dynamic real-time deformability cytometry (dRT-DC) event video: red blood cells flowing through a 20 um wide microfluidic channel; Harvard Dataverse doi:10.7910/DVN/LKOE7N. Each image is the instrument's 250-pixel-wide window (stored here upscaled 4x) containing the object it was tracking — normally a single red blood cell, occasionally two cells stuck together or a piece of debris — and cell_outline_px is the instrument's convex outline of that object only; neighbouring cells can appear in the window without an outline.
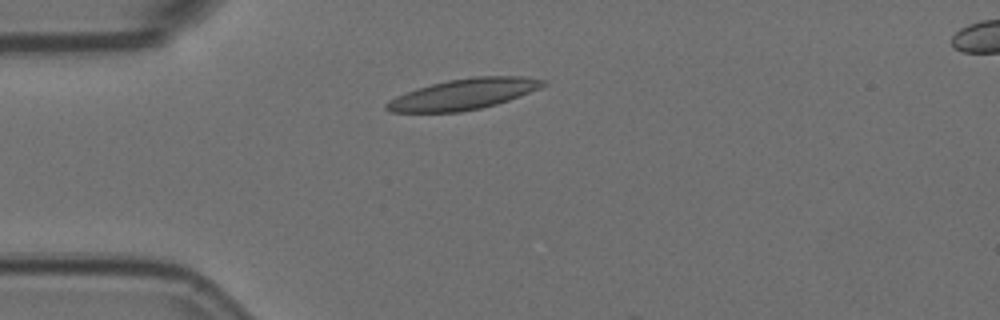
{"species": "Egyptian fruit bat (a non-hibernating species)", "species_latin": "Rousettus aegyptiacus", "temperature_condition": "room temperature", "stored_images_in_passage": 9, "camera_frame_rate_fps": 3000, "um_per_image_px": 0.085, "animal": {"sex": "female"}, "frame": {"image": 1, "passage_image": 2, "time_ms": 0.333, "image_size_px": [1000, 320], "cell_outline_px": [[548, 84], [540, 88], [508, 100], [496, 104], [480, 108], [460, 112], [392, 112], [384, 108], [384, 104], [388, 100], [396, 96], [416, 88], [448, 80], [472, 76], [520, 76], [548, 80]], "centroid_in_image_um": [39.4, 7.99], "position_along_channel_um": 45.6, "area_um2": 28.09}}
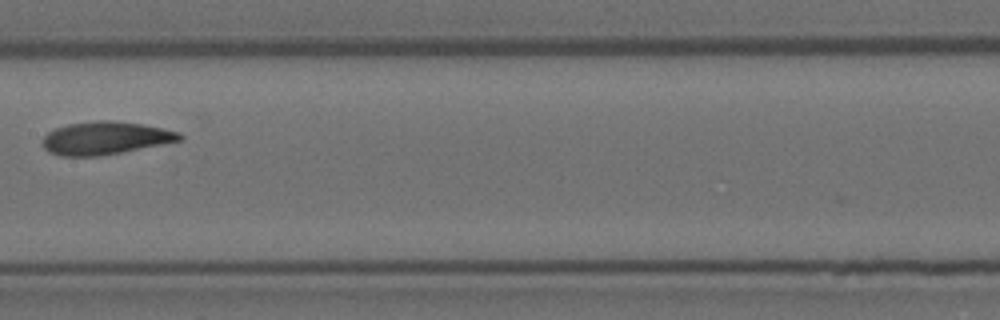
{"frame": {"image": 2, "passage_image": 6, "time_ms": 1.667, "image_size_px": [1000, 320], "cell_outline_px": [[184, 136], [180, 140], [100, 156], [60, 156], [48, 152], [44, 148], [44, 136], [48, 132], [56, 128], [68, 124], [100, 120], [112, 120], [144, 124], [164, 128], [180, 132]], "centroid_in_image_um": [8.95, 11.73], "position_along_channel_um": 198.5, "area_um2": 26.07}}
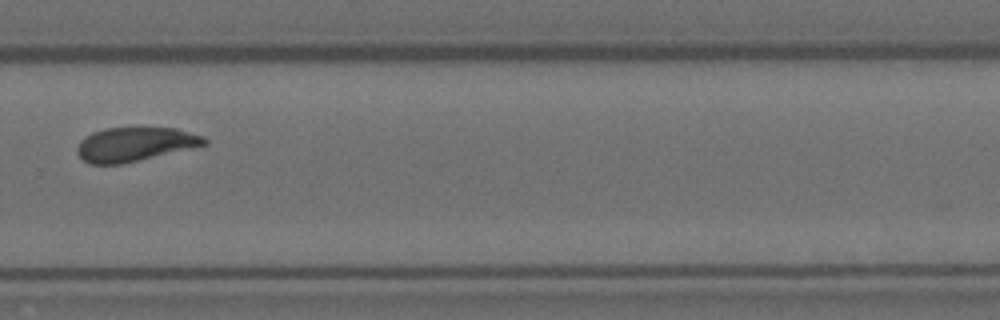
{"frame": {"image": 3, "passage_image": 9, "time_ms": 2.667, "image_size_px": [1000, 320], "cell_outline_px": [[208, 144], [120, 164], [88, 164], [76, 152], [76, 148], [80, 140], [92, 132], [104, 128], [176, 128], [204, 136], [208, 140]], "centroid_in_image_um": [11.44, 12.25], "position_along_channel_um": 318.4, "area_um2": 25.03}}